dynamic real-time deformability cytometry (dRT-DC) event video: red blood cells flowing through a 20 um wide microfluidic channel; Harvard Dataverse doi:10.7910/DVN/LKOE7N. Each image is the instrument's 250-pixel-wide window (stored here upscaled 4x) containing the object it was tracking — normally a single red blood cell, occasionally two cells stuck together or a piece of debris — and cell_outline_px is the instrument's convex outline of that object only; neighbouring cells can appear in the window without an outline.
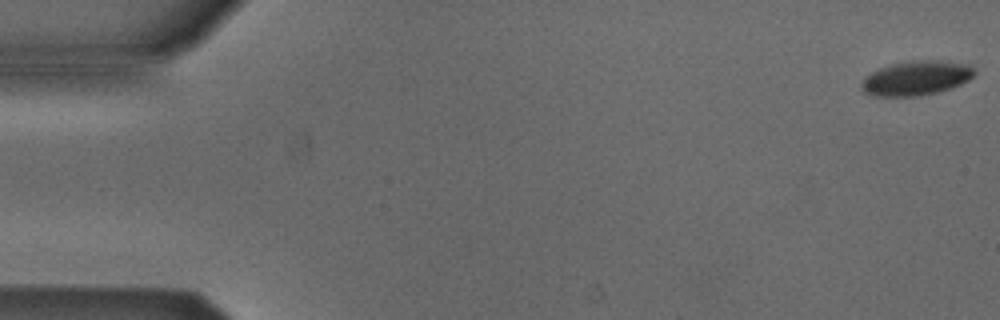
{"species": "Egyptian fruit bat (a non-hibernating species)", "species_latin": "Rousettus aegyptiacus", "temperature_condition": "cold", "stored_images_in_passage": 53, "camera_frame_rate_fps": 3000, "um_per_image_px": 0.085, "animal": {"sex": "male"}, "frame": {"image": 1, "passage_image": 1, "time_ms": 0.0, "image_size_px": [1000, 320], "cell_outline_px": [[976, 72], [968, 80], [952, 88], [940, 92], [920, 96], [876, 96], [864, 92], [864, 80], [872, 72], [880, 68], [892, 64], [912, 60], [932, 60], [968, 64]], "centroid_in_image_um": [77.93, 6.64], "position_along_channel_um": 7.1, "area_um2": 22.31}}
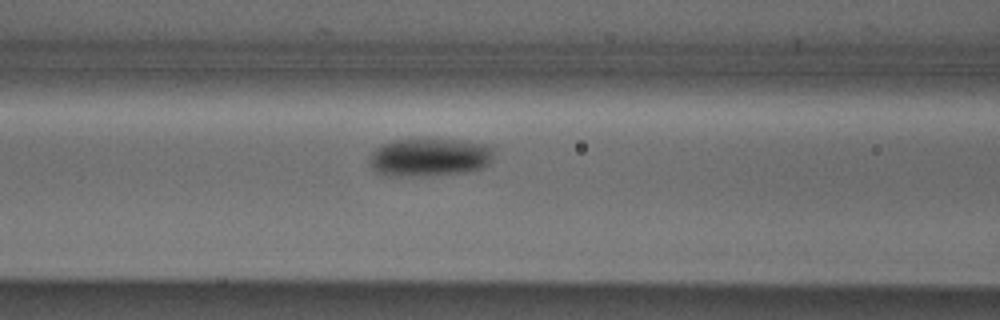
{"frame": {"image": 2, "passage_image": 22, "time_ms": 7.0, "image_size_px": [1000, 320], "cell_outline_px": [[492, 160], [484, 168], [464, 172], [428, 176], [384, 176], [376, 172], [368, 164], [368, 156], [376, 148], [392, 140], [424, 136], [460, 140], [484, 144], [492, 148]], "centroid_in_image_um": [36.44, 13.34], "position_along_channel_um": 130.2, "area_um2": 28.73}}
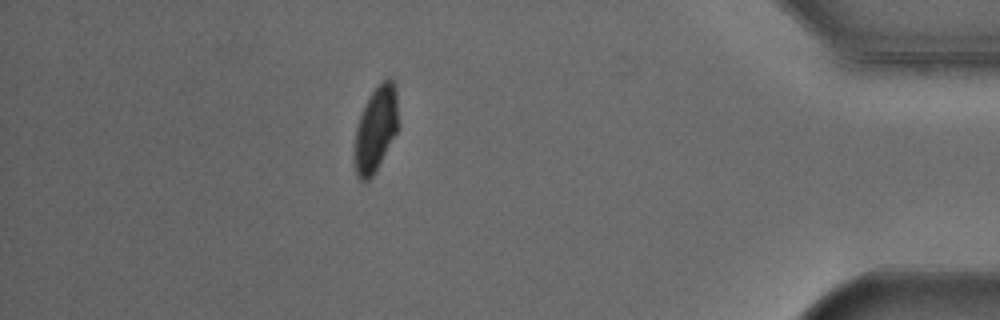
{"frame": {"image": 3, "passage_image": 47, "time_ms": 15.333, "image_size_px": [1000, 320], "cell_outline_px": [[396, 132], [376, 172], [368, 180], [360, 180], [356, 176], [356, 128], [360, 116], [368, 96], [388, 76], [392, 80], [396, 88]], "centroid_in_image_um": [31.94, 10.97], "position_along_channel_um": 403.3, "area_um2": 20.92}, "authors_computed_cell_mechanics": {"area_um2": 24.1026, "velocity_mm_per_s": 3.8483, "shape_relaxation_time_tau1_ms": 2.258, "shape_relaxation_time_tau2_ms": null, "deformation_change_tau1": 0.0964, "deformation_change_tau2": null}}